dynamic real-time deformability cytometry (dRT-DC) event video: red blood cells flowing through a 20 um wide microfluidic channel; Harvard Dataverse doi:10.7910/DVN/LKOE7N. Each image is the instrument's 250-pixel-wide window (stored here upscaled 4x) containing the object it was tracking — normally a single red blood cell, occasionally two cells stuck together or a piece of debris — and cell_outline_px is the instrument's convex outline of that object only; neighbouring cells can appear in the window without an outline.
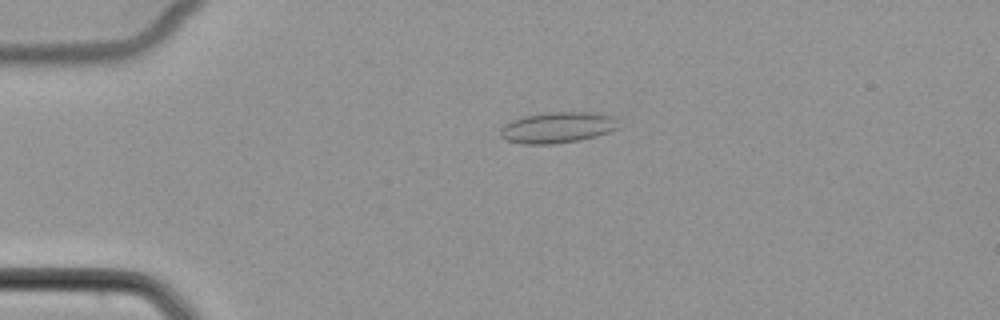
{"species": "common noctule bat (a hibernating species)", "species_latin": "Nyctalus noctula", "temperature_condition": "cold", "stored_images_in_passage": 51, "camera_frame_rate_fps": 3000, "um_per_image_px": 0.085, "animal": {"sex": "female", "body_mass_g": 22.7, "forearm_length_mm": 54.2}, "frame": {"image": 1, "passage_image": 12, "time_ms": 3.667, "image_size_px": [1000, 320], "cell_outline_px": [[620, 128], [596, 136], [580, 140], [552, 144], [524, 144], [504, 140], [500, 136], [500, 128], [504, 124], [512, 120], [524, 116], [548, 112], [588, 112], [616, 116]], "centroid_in_image_um": [47.39, 10.84], "position_along_channel_um": 37.6, "area_um2": 21.56}}
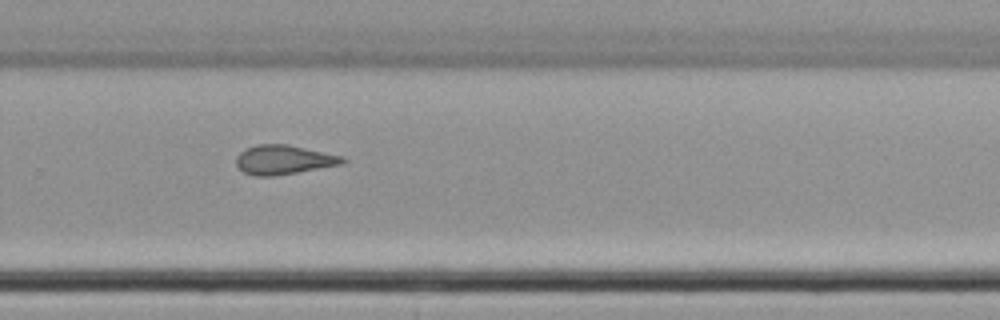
{"frame": {"image": 2, "passage_image": 35, "time_ms": 11.333, "image_size_px": [1000, 320], "cell_outline_px": [[348, 160], [344, 164], [272, 176], [256, 176], [244, 172], [236, 164], [236, 156], [240, 152], [256, 144], [288, 144], [344, 156]], "centroid_in_image_um": [24.15, 13.57], "position_along_channel_um": 305.6, "area_um2": 18.15}}
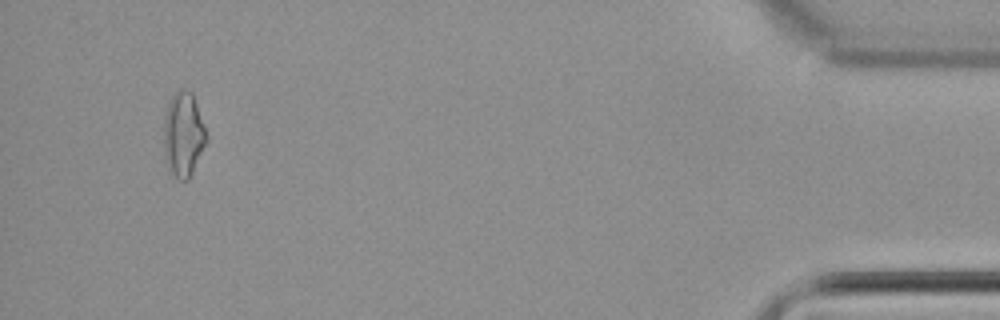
{"frame": {"image": 3, "passage_image": 49, "time_ms": 16.0, "image_size_px": [1000, 320], "cell_outline_px": [[208, 140], [188, 180], [176, 180], [168, 172], [164, 160], [164, 120], [168, 100], [180, 88], [184, 88], [192, 92], [208, 136]], "centroid_in_image_um": [15.57, 11.46], "position_along_channel_um": 419.6, "area_um2": 21.44}}